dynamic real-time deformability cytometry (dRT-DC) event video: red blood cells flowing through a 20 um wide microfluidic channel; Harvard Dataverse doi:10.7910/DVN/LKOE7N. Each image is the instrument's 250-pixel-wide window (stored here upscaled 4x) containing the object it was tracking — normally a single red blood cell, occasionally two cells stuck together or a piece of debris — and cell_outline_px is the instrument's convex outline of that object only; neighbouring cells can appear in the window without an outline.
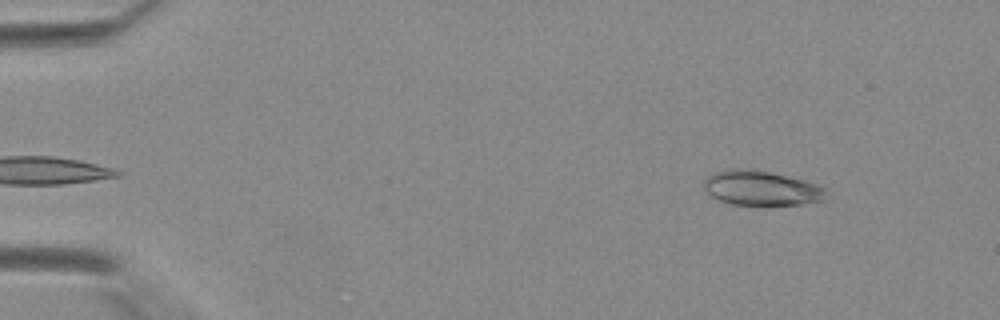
{"species": "Egyptian fruit bat (a non-hibernating species)", "species_latin": "Rousettus aegyptiacus", "temperature_condition": "warm", "stored_images_in_passage": 38, "camera_frame_rate_fps": 3000, "um_per_image_px": 0.085, "animal": {"sex": "female"}, "frame": {"image": 1, "passage_image": 1, "time_ms": 0.0, "image_size_px": [1000, 320], "cell_outline_px": [[824, 192], [820, 200], [800, 204], [764, 208], [732, 204], [720, 200], [712, 196], [704, 188], [704, 180], [712, 172], [736, 168], [744, 168], [768, 172], [788, 176], [804, 180], [816, 184], [824, 188]], "centroid_in_image_um": [64.65, 16.02], "position_along_channel_um": 20.4, "area_um2": 25.03}}
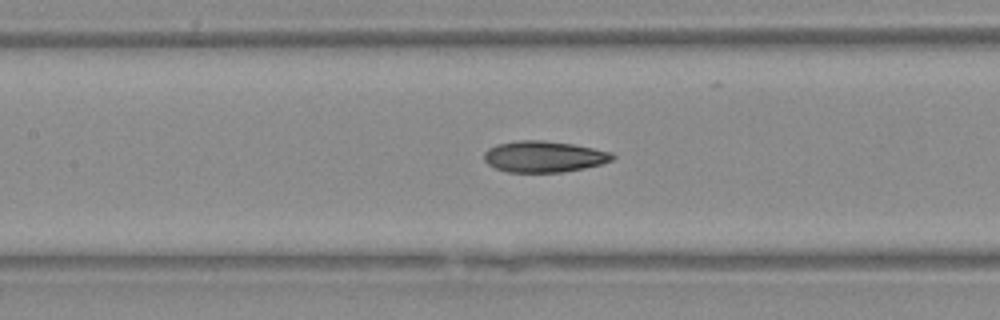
{"frame": {"image": 2, "passage_image": 16, "time_ms": 5.0, "image_size_px": [1000, 320], "cell_outline_px": [[616, 156], [612, 160], [600, 164], [584, 168], [560, 172], [508, 172], [496, 168], [488, 164], [484, 160], [484, 152], [488, 148], [496, 144], [516, 140], [544, 140], [572, 144], [612, 152]], "centroid_in_image_um": [46.21, 13.3], "position_along_channel_um": 161.2, "area_um2": 23.35}}
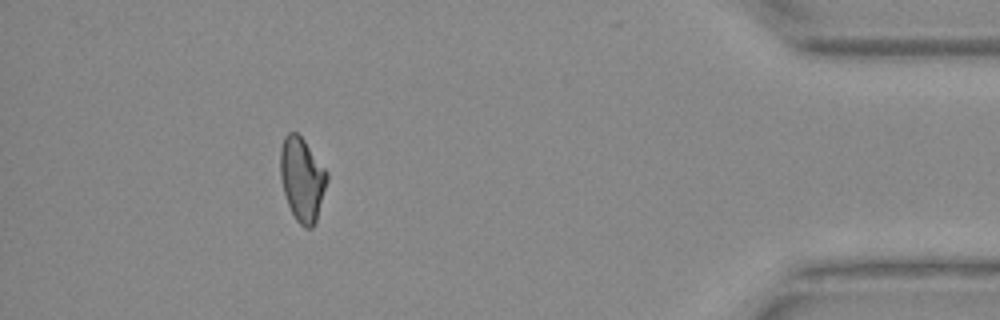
{"frame": {"image": 3, "passage_image": 34, "time_ms": 11.0, "image_size_px": [1000, 320], "cell_outline_px": [[328, 180], [316, 220], [312, 228], [304, 228], [296, 220], [288, 204], [284, 192], [280, 176], [280, 148], [284, 136], [288, 132], [296, 132], [304, 140], [328, 172]], "centroid_in_image_um": [25.67, 15.22], "position_along_channel_um": 409.5, "area_um2": 22.72}}